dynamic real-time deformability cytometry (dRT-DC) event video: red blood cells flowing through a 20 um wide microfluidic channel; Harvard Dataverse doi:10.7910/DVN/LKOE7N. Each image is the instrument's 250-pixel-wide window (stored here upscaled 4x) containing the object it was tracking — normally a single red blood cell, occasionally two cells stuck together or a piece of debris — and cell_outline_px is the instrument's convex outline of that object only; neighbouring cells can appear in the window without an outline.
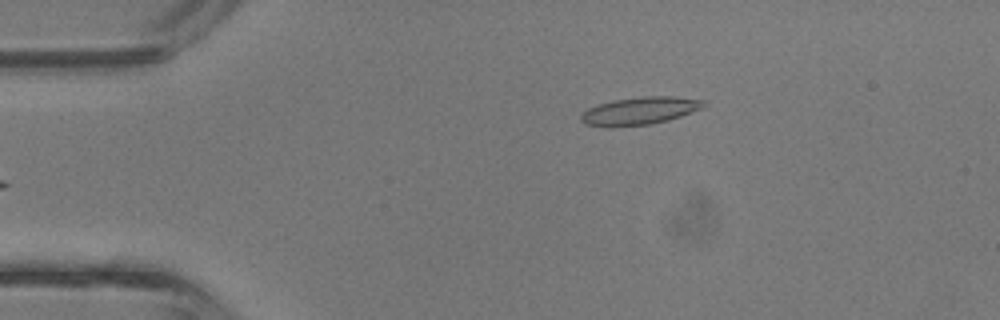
{"species": "common noctule bat (a hibernating species)", "species_latin": "Nyctalus noctula", "temperature_condition": "room temperature", "stored_images_in_passage": 5, "camera_frame_rate_fps": 3000, "um_per_image_px": 0.085, "animal": {"sex": "male", "body_mass_g": 13.3}, "frame": {"image": 1, "passage_image": 5, "time_ms": 1.333, "image_size_px": [1000, 320], "cell_outline_px": [[708, 104], [704, 108], [668, 120], [648, 124], [612, 128], [584, 124], [580, 120], [580, 116], [588, 108], [612, 100], [640, 96], [676, 96], [704, 100]], "centroid_in_image_um": [54.39, 9.42], "position_along_channel_um": 30.6, "area_um2": 20.06}}